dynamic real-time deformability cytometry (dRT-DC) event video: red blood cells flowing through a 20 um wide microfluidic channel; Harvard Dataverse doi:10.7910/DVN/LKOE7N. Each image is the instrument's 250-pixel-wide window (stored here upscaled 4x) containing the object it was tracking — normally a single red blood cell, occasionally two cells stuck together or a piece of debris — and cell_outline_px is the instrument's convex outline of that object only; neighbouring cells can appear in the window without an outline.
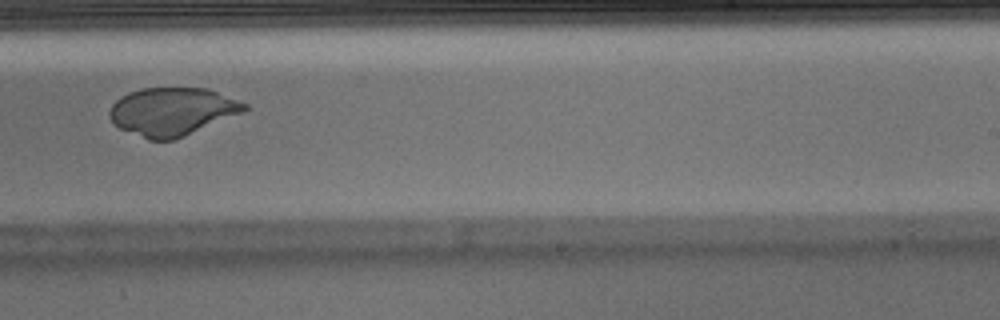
{"species": "Egyptian fruit bat (a non-hibernating species)", "species_latin": "Rousettus aegyptiacus", "temperature_condition": "warm", "stored_images_in_passage": 29, "camera_frame_rate_fps": 3000, "um_per_image_px": 0.085, "animal": {"sex": "male"}, "frame": {"image": 1, "passage_image": 16, "time_ms": 5.0, "image_size_px": [1000, 320], "cell_outline_px": [[252, 108], [244, 112], [184, 136], [172, 140], [148, 140], [120, 128], [112, 124], [108, 116], [108, 112], [112, 104], [120, 96], [128, 92], [140, 88], [204, 88], [216, 92], [248, 104]], "centroid_in_image_um": [14.61, 9.48], "position_along_channel_um": 274.4, "area_um2": 37.86}}